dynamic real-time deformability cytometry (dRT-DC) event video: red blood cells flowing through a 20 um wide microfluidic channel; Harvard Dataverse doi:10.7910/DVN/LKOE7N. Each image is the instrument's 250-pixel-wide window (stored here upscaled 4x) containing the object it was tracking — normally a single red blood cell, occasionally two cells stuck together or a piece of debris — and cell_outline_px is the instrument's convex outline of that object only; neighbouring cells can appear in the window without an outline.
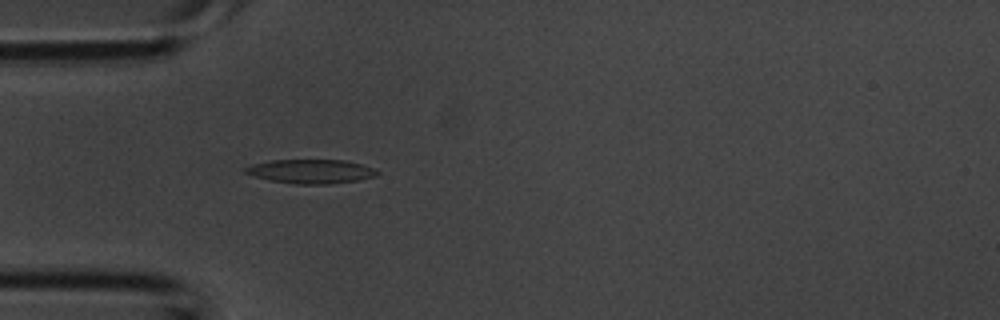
{"species": "common noctule bat (a hibernating species)", "species_latin": "Nyctalus noctula", "temperature_condition": "room temperature", "stored_images_in_passage": 4, "camera_frame_rate_fps": 3000, "um_per_image_px": 0.085, "animal": {"sex": "male", "body_mass_g": 20.1, "forearm_length_mm": 53.5}, "frame": {"image": 1, "passage_image": 4, "time_ms": 1.0, "image_size_px": [1000, 320], "cell_outline_px": [[380, 172], [376, 176], [360, 180], [328, 184], [296, 184], [268, 180], [244, 172], [244, 168], [252, 164], [272, 160], [344, 160], [376, 168]], "centroid_in_image_um": [26.46, 14.57], "position_along_channel_um": 58.5, "area_um2": 18.5}}